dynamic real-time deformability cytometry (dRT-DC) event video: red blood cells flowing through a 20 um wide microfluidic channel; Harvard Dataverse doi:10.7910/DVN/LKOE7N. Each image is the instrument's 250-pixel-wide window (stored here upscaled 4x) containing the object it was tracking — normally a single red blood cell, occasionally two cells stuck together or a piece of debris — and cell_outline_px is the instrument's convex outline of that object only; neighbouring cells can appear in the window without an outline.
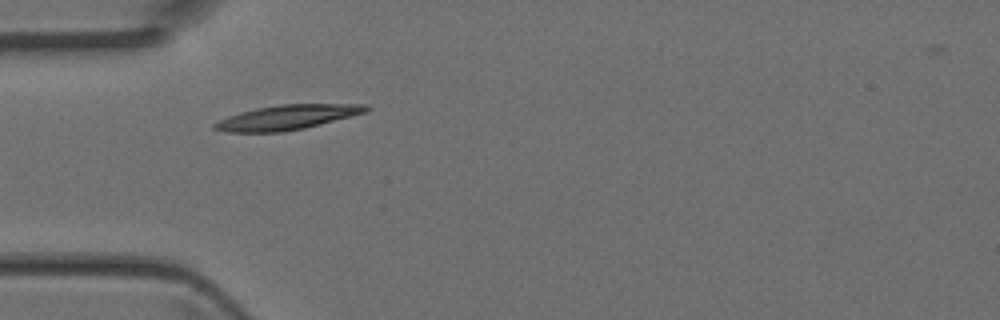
{"species": "Egyptian fruit bat (a non-hibernating species)", "species_latin": "Rousettus aegyptiacus", "temperature_condition": "room temperature", "stored_images_in_passage": 2, "camera_frame_rate_fps": 3000, "um_per_image_px": 0.085, "animal": {"sex": "female"}, "frame": {"image": 1, "passage_image": 1, "time_ms": 0.0, "image_size_px": [1000, 320], "cell_outline_px": [[372, 108], [368, 112], [304, 128], [280, 132], [228, 132], [212, 128], [212, 124], [228, 116], [240, 112], [256, 108], [280, 104], [368, 104]], "centroid_in_image_um": [24.45, 9.96], "position_along_channel_um": 60.6, "area_um2": 21.79}}
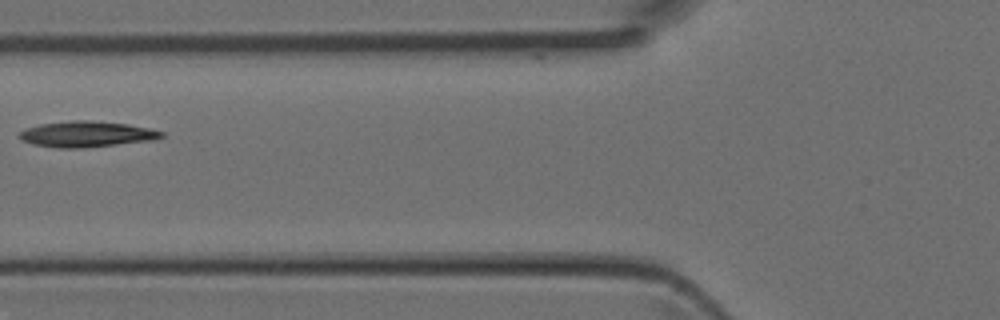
{"frame": {"image": 2, "passage_image": 2, "time_ms": 0.333, "image_size_px": [1000, 320], "cell_outline_px": [[164, 136], [156, 140], [80, 148], [60, 148], [36, 144], [24, 140], [20, 136], [20, 132], [24, 128], [40, 124], [72, 120], [92, 120], [128, 124], [148, 128], [164, 132]], "centroid_in_image_um": [7.41, 11.39], "position_along_channel_um": 118.4, "area_um2": 21.21}}